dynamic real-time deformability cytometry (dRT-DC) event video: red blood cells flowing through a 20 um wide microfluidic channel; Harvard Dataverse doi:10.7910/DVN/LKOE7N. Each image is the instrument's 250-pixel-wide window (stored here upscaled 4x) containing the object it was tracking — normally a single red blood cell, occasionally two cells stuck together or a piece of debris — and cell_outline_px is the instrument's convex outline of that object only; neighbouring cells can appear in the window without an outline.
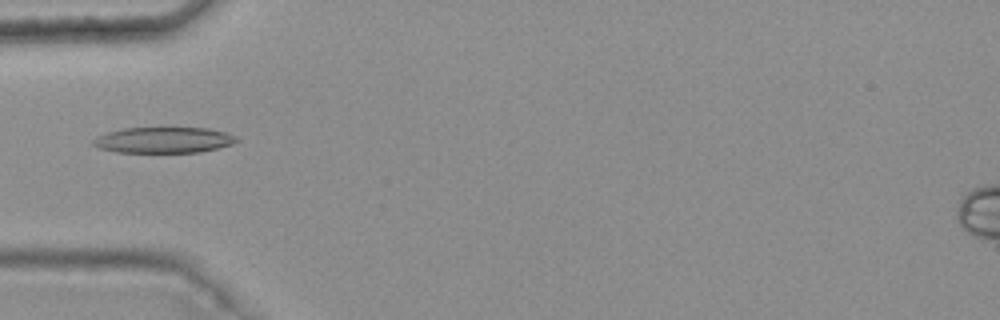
{"species": "common noctule bat (a hibernating species)", "species_latin": "Nyctalus noctula", "temperature_condition": "warm", "stored_images_in_passage": 5, "camera_frame_rate_fps": 3000, "um_per_image_px": 0.085, "animal": {"sex": "female", "body_mass_g": 25.1}, "frame": {"image": 1, "passage_image": 5, "time_ms": 1.333, "image_size_px": [1000, 320], "cell_outline_px": [[240, 140], [232, 144], [200, 152], [116, 152], [100, 148], [92, 144], [92, 140], [96, 136], [108, 132], [124, 128], [208, 128], [224, 132], [236, 136]], "centroid_in_image_um": [13.9, 11.9], "position_along_channel_um": 71.1, "area_um2": 21.5}}